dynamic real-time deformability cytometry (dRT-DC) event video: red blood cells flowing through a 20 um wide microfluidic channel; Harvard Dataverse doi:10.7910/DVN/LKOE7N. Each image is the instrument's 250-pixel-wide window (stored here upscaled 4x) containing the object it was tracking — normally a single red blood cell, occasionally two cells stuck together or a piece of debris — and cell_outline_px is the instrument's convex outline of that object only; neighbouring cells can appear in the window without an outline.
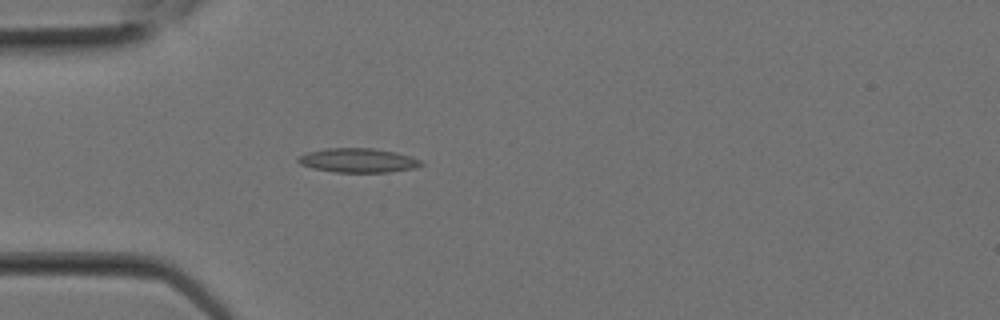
{"species": "Egyptian fruit bat (a non-hibernating species)", "species_latin": "Rousettus aegyptiacus", "temperature_condition": "room temperature", "stored_images_in_passage": 23, "camera_frame_rate_fps": 3000, "um_per_image_px": 0.085, "animal": {"sex": "female"}, "frame": {"image": 1, "passage_image": 6, "time_ms": 1.667, "image_size_px": [1000, 320], "cell_outline_px": [[424, 164], [416, 168], [388, 172], [336, 172], [312, 168], [300, 164], [296, 160], [296, 156], [308, 152], [328, 148], [372, 148], [396, 152], [420, 160]], "centroid_in_image_um": [30.4, 13.63], "position_along_channel_um": 54.6, "area_um2": 17.34}}
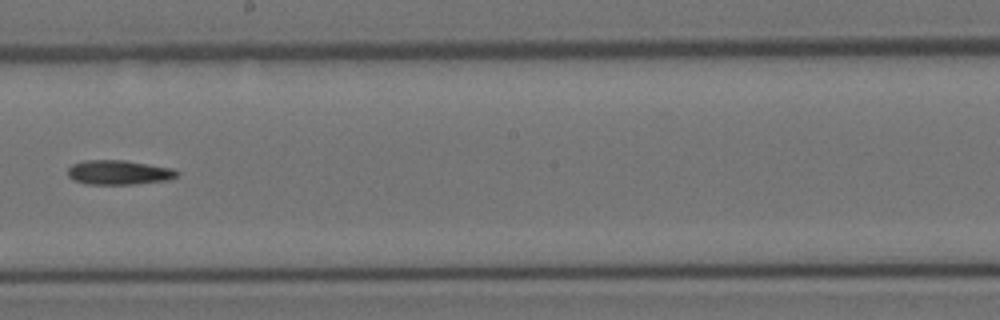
{"frame": {"image": 2, "passage_image": 13, "time_ms": 4.0, "image_size_px": [1000, 320], "cell_outline_px": [[180, 172], [176, 176], [168, 180], [136, 184], [84, 184], [72, 180], [68, 176], [68, 168], [72, 164], [84, 160], [124, 160], [172, 168]], "centroid_in_image_um": [10.07, 14.66], "position_along_channel_um": 238.1, "area_um2": 15.66}}
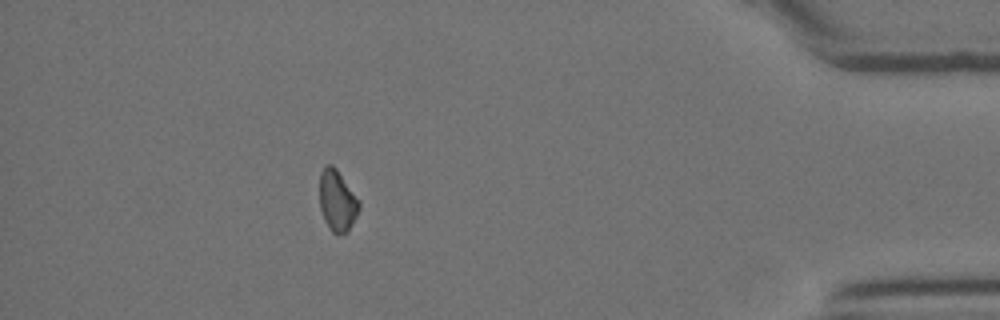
{"frame": {"image": 3, "passage_image": 21, "time_ms": 6.667, "image_size_px": [1000, 320], "cell_outline_px": [[360, 208], [348, 232], [344, 236], [340, 236], [332, 232], [324, 220], [320, 208], [320, 172], [328, 164], [332, 164], [336, 168], [360, 200]], "centroid_in_image_um": [28.68, 17.1], "position_along_channel_um": 406.5, "area_um2": 14.28}}